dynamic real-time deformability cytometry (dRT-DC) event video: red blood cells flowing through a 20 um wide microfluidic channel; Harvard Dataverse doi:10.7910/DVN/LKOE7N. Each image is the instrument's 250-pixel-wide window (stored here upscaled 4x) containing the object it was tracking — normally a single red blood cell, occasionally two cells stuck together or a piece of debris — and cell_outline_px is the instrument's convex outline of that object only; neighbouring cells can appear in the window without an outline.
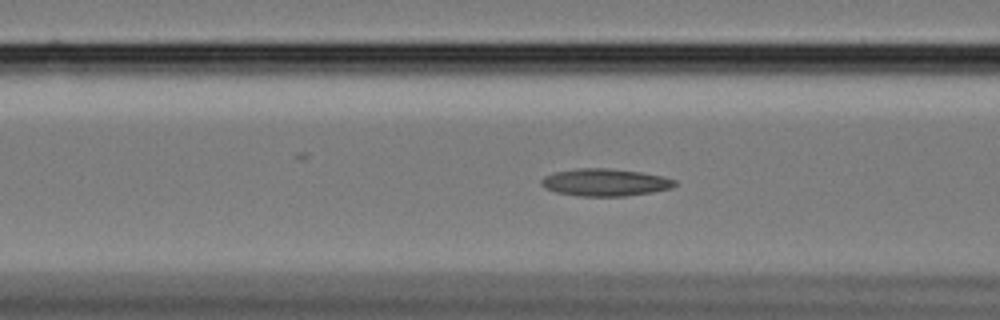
{"species": "Egyptian fruit bat (a non-hibernating species)", "species_latin": "Rousettus aegyptiacus", "temperature_condition": "cold", "stored_images_in_passage": 57, "camera_frame_rate_fps": 3000, "um_per_image_px": 0.085, "animal": {"sex": "female"}, "frame": {"image": 1, "passage_image": 21, "time_ms": 6.667, "image_size_px": [1000, 320], "cell_outline_px": [[676, 184], [672, 188], [652, 192], [624, 196], [580, 196], [556, 192], [544, 188], [540, 184], [540, 180], [544, 176], [556, 172], [576, 168], [608, 168], [640, 172], [664, 176], [676, 180]], "centroid_in_image_um": [51.42, 15.5], "position_along_channel_um": 115.2, "area_um2": 21.33}}
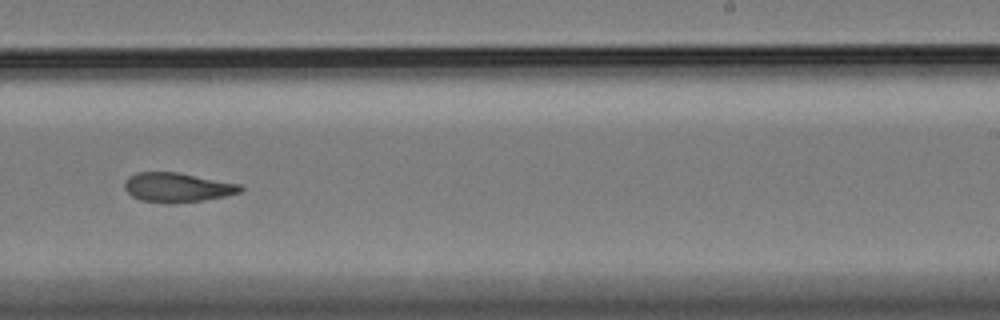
{"frame": {"image": 2, "passage_image": 35, "time_ms": 11.333, "image_size_px": [1000, 320], "cell_outline_px": [[244, 188], [240, 192], [224, 196], [204, 200], [172, 204], [168, 204], [140, 200], [132, 196], [124, 188], [124, 180], [128, 176], [136, 172], [176, 172], [240, 184]], "centroid_in_image_um": [15.02, 15.93], "position_along_channel_um": 274.0, "area_um2": 19.94}}
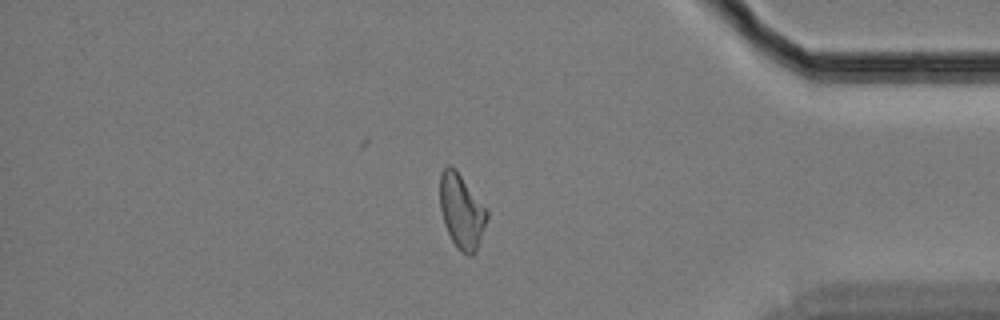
{"frame": {"image": 3, "passage_image": 48, "time_ms": 15.667, "image_size_px": [1000, 320], "cell_outline_px": [[488, 216], [480, 240], [472, 256], [468, 256], [460, 252], [456, 248], [444, 224], [440, 208], [440, 172], [448, 164], [456, 168], [488, 208]], "centroid_in_image_um": [39.24, 17.92], "position_along_channel_um": 396.0, "area_um2": 20.75}, "authors_computed_cell_mechanics": {"area_um2": 20.7502, "velocity_mm_per_s": 3.403, "shape_relaxation_time_tau1_ms": null, "shape_relaxation_time_tau2_ms": 4.4431, "deformation_change_tau1": null, "deformation_change_tau2": 0.1296}}